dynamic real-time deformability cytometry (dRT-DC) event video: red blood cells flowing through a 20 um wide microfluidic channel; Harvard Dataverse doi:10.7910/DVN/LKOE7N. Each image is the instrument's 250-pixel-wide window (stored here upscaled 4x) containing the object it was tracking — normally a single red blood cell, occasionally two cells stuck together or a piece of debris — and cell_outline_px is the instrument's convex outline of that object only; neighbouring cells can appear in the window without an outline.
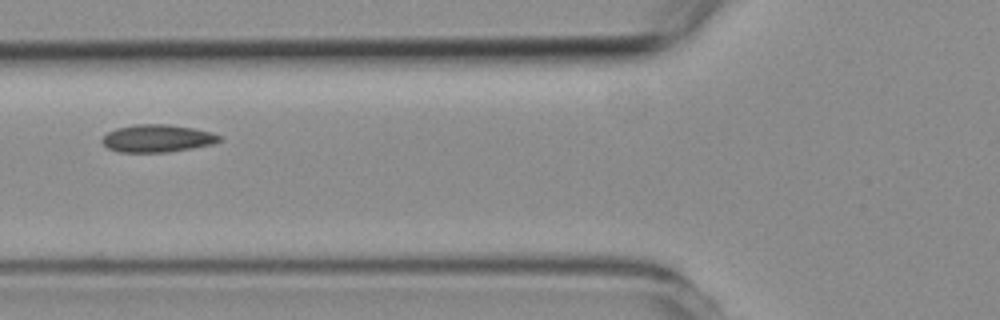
{"species": "common noctule bat (a hibernating species)", "species_latin": "Nyctalus noctula", "temperature_condition": "room temperature", "stored_images_in_passage": 3, "camera_frame_rate_fps": 3000, "um_per_image_px": 0.085, "animal": {"sex": "female", "body_mass_g": 19.3, "forearm_length_mm": 54.1}, "frame": {"image": 1, "passage_image": 2, "time_ms": 1.333, "image_size_px": [1000, 320], "cell_outline_px": [[220, 140], [212, 144], [192, 148], [168, 152], [120, 152], [108, 148], [100, 140], [108, 132], [116, 128], [136, 124], [168, 124], [192, 128], [212, 132], [220, 136]], "centroid_in_image_um": [13.35, 11.76], "position_along_channel_um": 112.5, "area_um2": 18.73}}
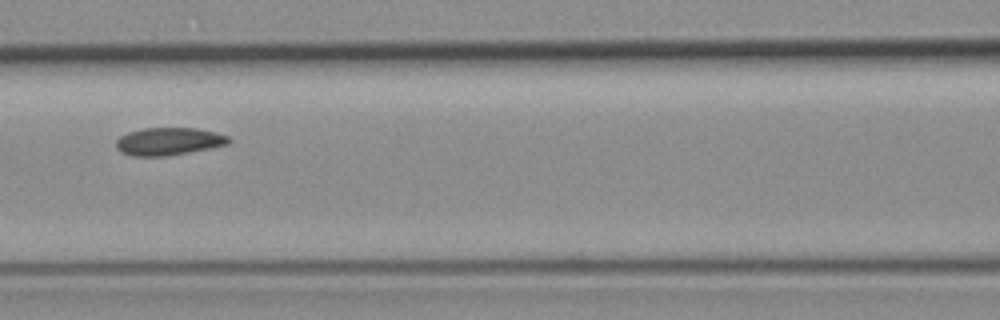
{"frame": {"image": 2, "passage_image": 3, "time_ms": 2.333, "image_size_px": [1000, 320], "cell_outline_px": [[232, 140], [228, 144], [168, 156], [132, 156], [120, 152], [116, 148], [116, 140], [120, 136], [128, 132], [144, 128], [196, 128], [216, 132], [228, 136]], "centroid_in_image_um": [14.32, 12.02], "position_along_channel_um": 152.3, "area_um2": 18.15}}